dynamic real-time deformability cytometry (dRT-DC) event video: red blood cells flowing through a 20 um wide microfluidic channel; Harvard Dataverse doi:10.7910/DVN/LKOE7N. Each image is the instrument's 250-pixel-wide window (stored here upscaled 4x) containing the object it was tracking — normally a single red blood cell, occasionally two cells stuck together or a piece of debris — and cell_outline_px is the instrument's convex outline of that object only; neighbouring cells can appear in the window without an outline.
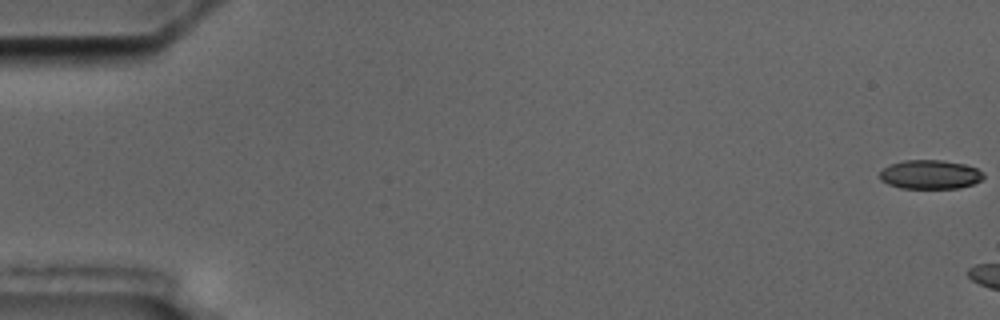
{"species": "common noctule bat (a hibernating species)", "species_latin": "Nyctalus noctula", "temperature_condition": "cold", "stored_images_in_passage": 3, "camera_frame_rate_fps": 3000, "um_per_image_px": 0.085, "animal": {"sex": "male", "body_mass_g": 17.5, "forearm_length_mm": 52.3}, "frame": {"image": 1, "passage_image": 1, "time_ms": 0.0, "image_size_px": [1000, 320], "cell_outline_px": [[984, 176], [980, 180], [972, 184], [960, 188], [900, 188], [888, 184], [880, 180], [880, 172], [884, 168], [892, 164], [904, 160], [940, 160], [964, 164], [976, 168], [984, 172]], "centroid_in_image_um": [79.06, 14.84], "position_along_channel_um": 5.9, "area_um2": 17.46}}